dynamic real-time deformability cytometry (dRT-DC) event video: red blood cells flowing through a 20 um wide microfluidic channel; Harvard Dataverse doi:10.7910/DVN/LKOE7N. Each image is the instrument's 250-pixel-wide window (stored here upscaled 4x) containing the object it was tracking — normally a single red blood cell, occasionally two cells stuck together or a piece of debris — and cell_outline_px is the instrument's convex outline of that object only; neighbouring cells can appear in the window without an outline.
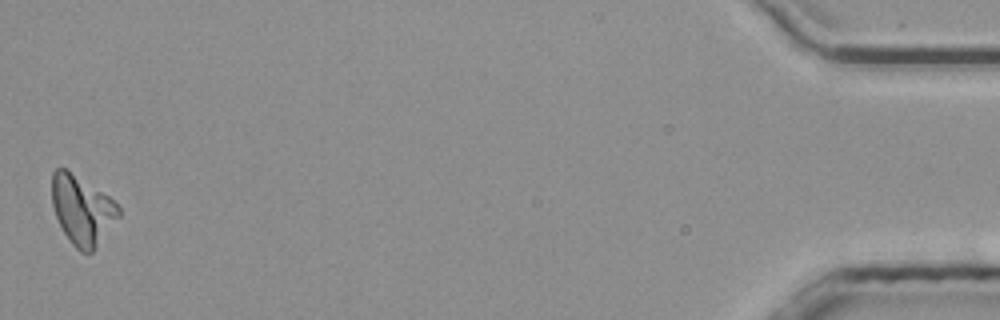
{"species": "common noctule bat (a hibernating species)", "species_latin": "Nyctalus noctula", "temperature_condition": "room temperature", "stored_images_in_passage": 54, "camera_frame_rate_fps": 3000, "um_per_image_px": 0.085, "animal": {"sex": "male", "body_mass_g": 20.4}, "frame": {"image": 1, "passage_image": 54, "time_ms": 17.667, "image_size_px": [1000, 320], "cell_outline_px": [[120, 216], [92, 252], [80, 252], [72, 244], [64, 232], [56, 216], [52, 204], [52, 172], [56, 168], [64, 168], [108, 196], [120, 208]], "centroid_in_image_um": [6.97, 17.86], "position_along_channel_um": 428.2, "area_um2": 26.3}}